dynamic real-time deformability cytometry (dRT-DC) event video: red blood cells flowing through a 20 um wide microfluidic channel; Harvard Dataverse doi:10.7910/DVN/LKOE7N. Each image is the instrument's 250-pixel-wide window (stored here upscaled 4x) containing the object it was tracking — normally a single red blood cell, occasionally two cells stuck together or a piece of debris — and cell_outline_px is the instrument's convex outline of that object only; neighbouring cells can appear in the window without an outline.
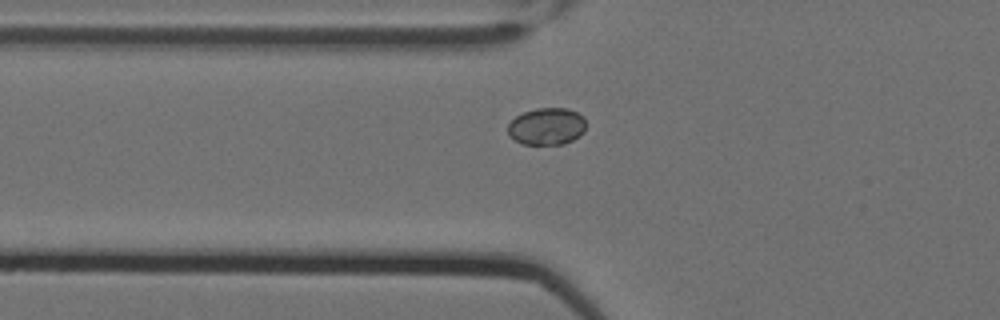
{"species": "Egyptian fruit bat (a non-hibernating species)", "species_latin": "Rousettus aegyptiacus", "temperature_condition": "cold", "stored_images_in_passage": 9, "camera_frame_rate_fps": 3000, "um_per_image_px": 0.085, "animal": {"sex": "female"}, "frame": {"image": 1, "passage_image": 9, "time_ms": 2.667, "image_size_px": [1000, 320], "cell_outline_px": [[584, 132], [580, 136], [564, 144], [524, 144], [516, 140], [508, 132], [508, 124], [516, 116], [524, 112], [536, 108], [568, 108], [584, 116]], "centroid_in_image_um": [46.49, 10.73], "position_along_channel_um": 79.3, "area_um2": 16.76}}